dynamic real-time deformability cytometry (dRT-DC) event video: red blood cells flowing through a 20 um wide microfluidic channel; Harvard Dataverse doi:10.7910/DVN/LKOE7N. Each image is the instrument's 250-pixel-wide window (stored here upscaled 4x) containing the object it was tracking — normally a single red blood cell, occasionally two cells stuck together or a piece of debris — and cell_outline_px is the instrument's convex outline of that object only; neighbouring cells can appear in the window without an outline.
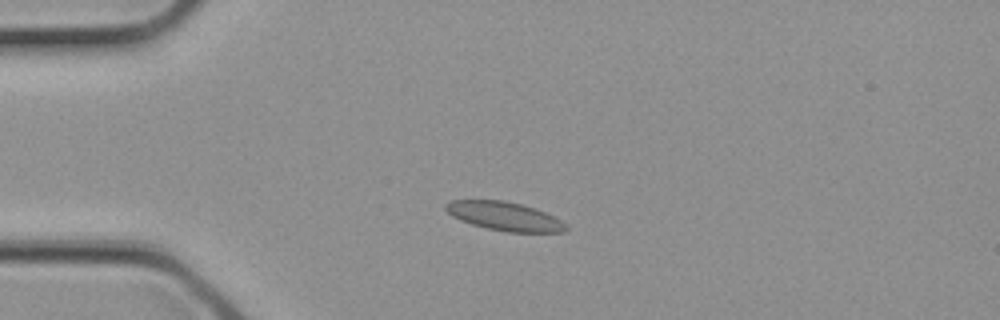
{"species": "common noctule bat (a hibernating species)", "species_latin": "Nyctalus noctula", "temperature_condition": "cold", "stored_images_in_passage": 1, "camera_frame_rate_fps": 3000, "um_per_image_px": 0.085, "animal": {"sex": "female", "body_mass_g": 21.9}, "frame": {"image": 1, "passage_image": 1, "time_ms": 0.0, "image_size_px": [1000, 320], "cell_outline_px": [[568, 228], [564, 232], [508, 232], [488, 228], [472, 224], [460, 220], [452, 216], [444, 208], [444, 204], [452, 200], [504, 200], [520, 204], [544, 212], [560, 220]], "centroid_in_image_um": [42.84, 18.38], "position_along_channel_um": 42.2, "area_um2": 19.83}}